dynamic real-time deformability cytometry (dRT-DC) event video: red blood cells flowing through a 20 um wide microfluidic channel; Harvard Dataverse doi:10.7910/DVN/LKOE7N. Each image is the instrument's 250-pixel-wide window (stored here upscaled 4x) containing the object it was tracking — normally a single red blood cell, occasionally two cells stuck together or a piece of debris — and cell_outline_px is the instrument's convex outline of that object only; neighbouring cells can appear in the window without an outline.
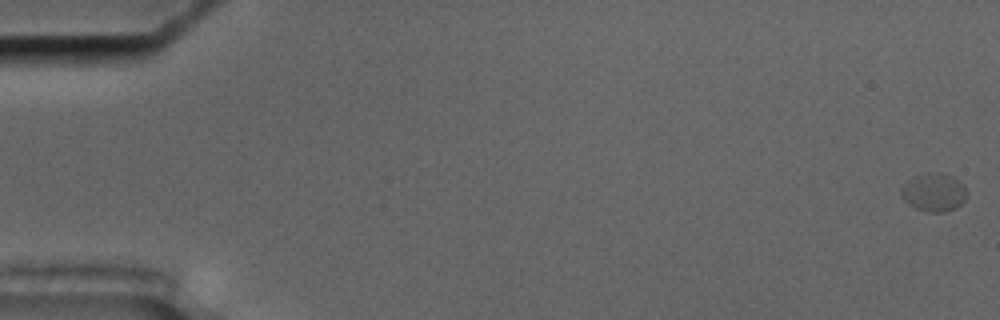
{"species": "common noctule bat (a hibernating species)", "species_latin": "Nyctalus noctula", "temperature_condition": "cold", "stored_images_in_passage": 58, "camera_frame_rate_fps": 3000, "um_per_image_px": 0.085, "animal": {"sex": "male", "body_mass_g": 17.5, "forearm_length_mm": 52.3}, "frame": {"image": 1, "passage_image": 1, "time_ms": 0.0, "image_size_px": [1000, 320], "cell_outline_px": [[968, 192], [964, 200], [956, 208], [944, 212], [928, 212], [916, 208], [908, 204], [900, 196], [900, 188], [912, 176], [924, 172], [940, 172], [952, 176], [964, 184]], "centroid_in_image_um": [79.36, 16.32], "position_along_channel_um": 5.6, "area_um2": 14.97}}
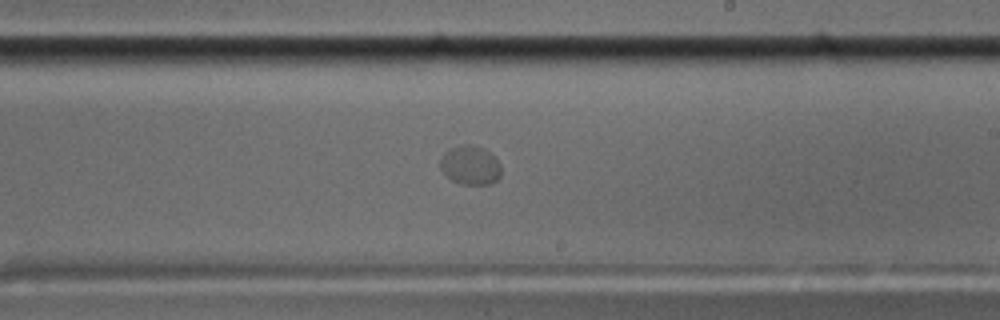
{"frame": {"image": 2, "passage_image": 35, "time_ms": 11.333, "image_size_px": [1000, 320], "cell_outline_px": [[500, 176], [492, 184], [464, 184], [452, 180], [440, 168], [440, 156], [448, 148], [460, 144], [476, 144], [492, 152], [496, 156], [500, 164]], "centroid_in_image_um": [39.98, 13.99], "position_along_channel_um": 249.0, "area_um2": 14.22}}
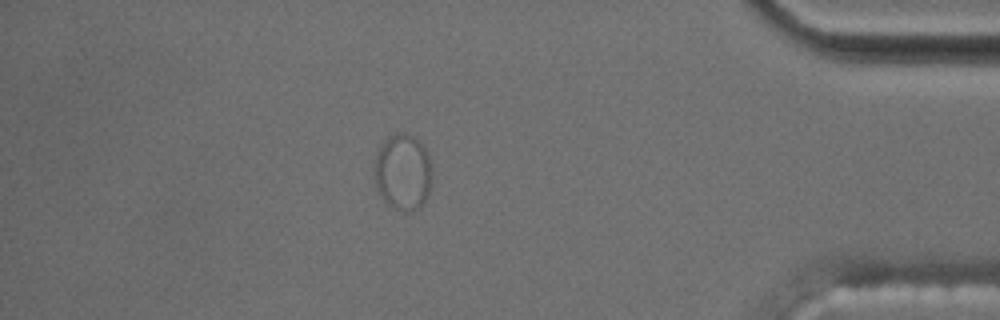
{"frame": {"image": 3, "passage_image": 51, "time_ms": 16.667, "image_size_px": [1000, 320], "cell_outline_px": [[432, 176], [428, 196], [416, 208], [396, 208], [388, 204], [384, 200], [376, 188], [372, 168], [376, 152], [380, 144], [388, 136], [396, 132], [404, 132], [412, 136], [424, 148], [428, 156], [432, 168]], "centroid_in_image_um": [34.19, 14.56], "position_along_channel_um": 401.0, "area_um2": 25.55}}